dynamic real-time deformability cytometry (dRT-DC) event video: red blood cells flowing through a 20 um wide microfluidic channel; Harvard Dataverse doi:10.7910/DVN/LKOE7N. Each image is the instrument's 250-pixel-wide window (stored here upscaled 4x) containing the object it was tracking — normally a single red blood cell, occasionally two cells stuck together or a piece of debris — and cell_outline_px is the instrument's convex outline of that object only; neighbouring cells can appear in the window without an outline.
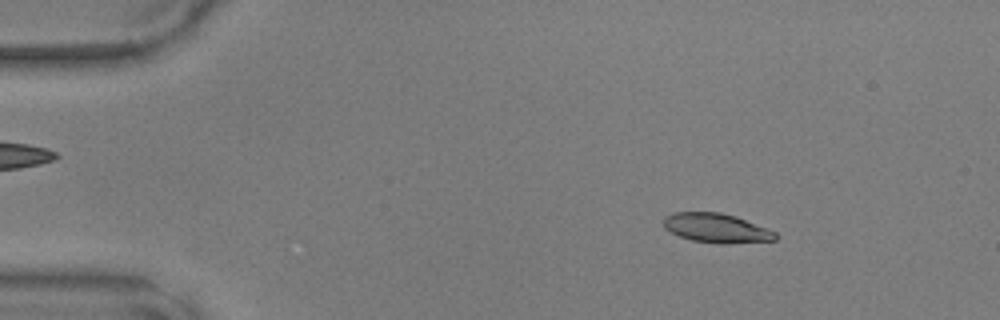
{"species": "common noctule bat (a hibernating species)", "species_latin": "Nyctalus noctula", "temperature_condition": "warm", "stored_images_in_passage": 48, "camera_frame_rate_fps": 3000, "um_per_image_px": 0.085, "animal": {"sex": "male", "body_mass_g": 17.9, "forearm_length_mm": 54.2}, "frame": {"image": 1, "passage_image": 7, "time_ms": 2.0, "image_size_px": [1000, 320], "cell_outline_px": [[776, 240], [728, 244], [720, 244], [692, 240], [680, 236], [664, 228], [664, 216], [672, 212], [720, 212], [736, 216], [768, 228], [776, 232]], "centroid_in_image_um": [60.91, 19.38], "position_along_channel_um": 24.1, "area_um2": 19.19}}
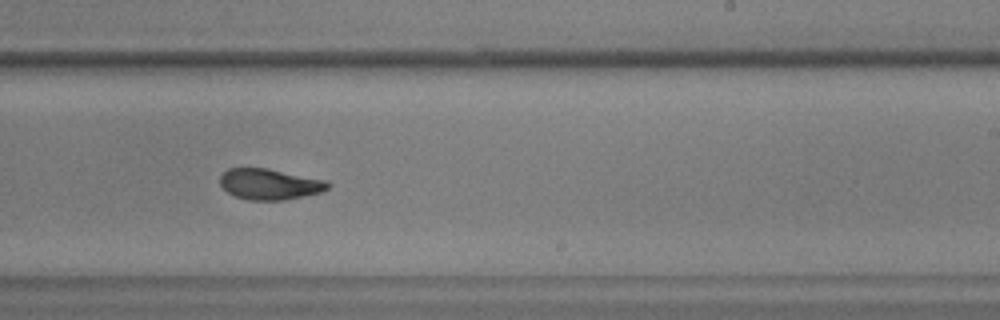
{"frame": {"image": 2, "passage_image": 30, "time_ms": 9.667, "image_size_px": [1000, 320], "cell_outline_px": [[332, 184], [328, 188], [320, 192], [284, 200], [248, 200], [236, 196], [228, 192], [220, 184], [220, 176], [228, 168], [268, 168], [328, 180]], "centroid_in_image_um": [22.94, 15.64], "position_along_channel_um": 266.1, "area_um2": 19.42}}
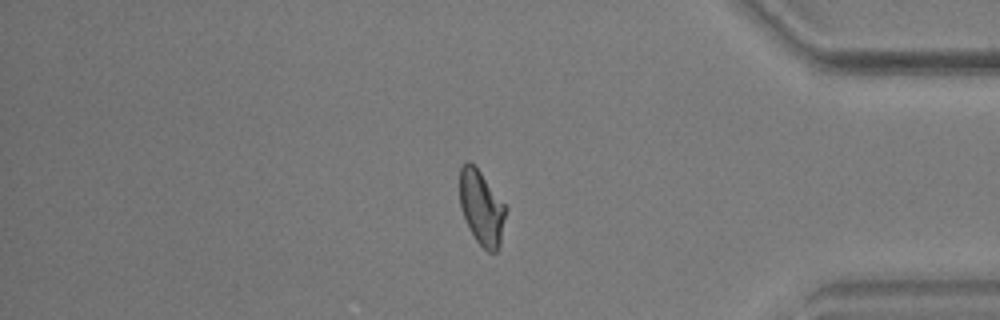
{"frame": {"image": 3, "passage_image": 41, "time_ms": 13.333, "image_size_px": [1000, 320], "cell_outline_px": [[508, 208], [500, 244], [496, 252], [488, 252], [476, 240], [464, 216], [460, 204], [460, 168], [464, 160], [468, 160], [480, 172]], "centroid_in_image_um": [40.95, 17.65], "position_along_channel_um": 394.2, "area_um2": 19.77}}